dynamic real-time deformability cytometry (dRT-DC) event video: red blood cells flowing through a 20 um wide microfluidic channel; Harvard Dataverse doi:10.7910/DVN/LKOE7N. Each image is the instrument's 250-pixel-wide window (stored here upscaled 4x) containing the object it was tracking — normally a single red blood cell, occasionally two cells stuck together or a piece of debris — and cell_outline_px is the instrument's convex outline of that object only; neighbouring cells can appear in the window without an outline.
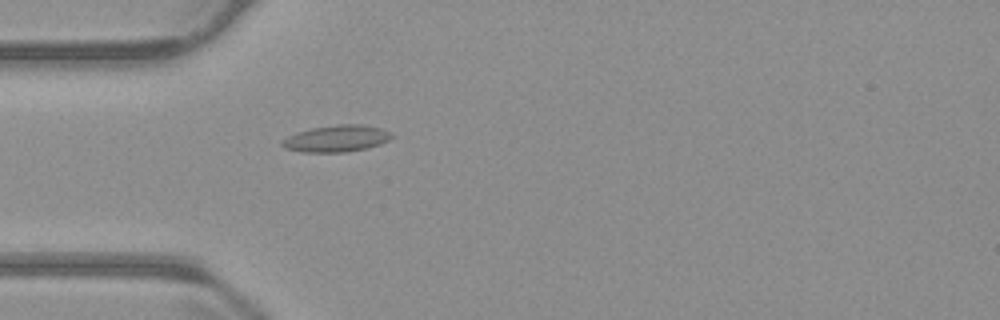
{"species": "common noctule bat (a hibernating species)", "species_latin": "Nyctalus noctula", "temperature_condition": "warm", "stored_images_in_passage": 55, "camera_frame_rate_fps": 3000, "um_per_image_px": 0.085, "animal": {"sex": "male", "body_mass_g": 23.1, "forearm_length_mm": 52.7}, "frame": {"image": 1, "passage_image": 16, "time_ms": 5.0, "image_size_px": [1000, 320], "cell_outline_px": [[392, 136], [388, 140], [380, 144], [368, 148], [348, 152], [304, 152], [284, 148], [280, 144], [280, 140], [296, 132], [312, 128], [336, 124], [364, 124], [380, 128], [392, 132]], "centroid_in_image_um": [28.59, 11.77], "position_along_channel_um": 56.4, "area_um2": 17.22}}
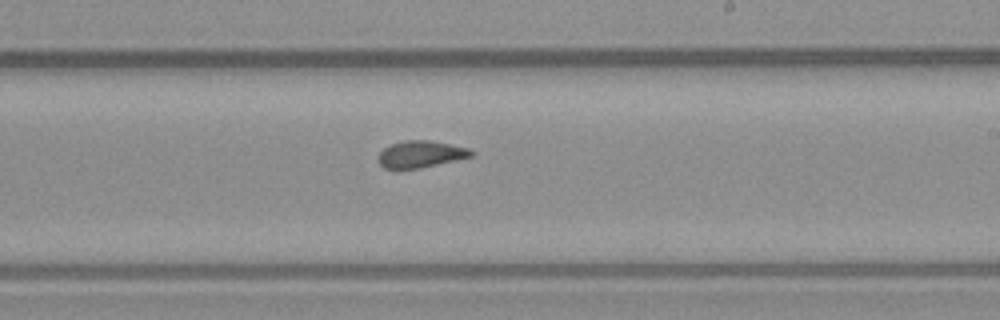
{"frame": {"image": 2, "passage_image": 32, "time_ms": 10.333, "image_size_px": [1000, 320], "cell_outline_px": [[476, 152], [472, 156], [456, 160], [420, 168], [400, 172], [384, 168], [376, 160], [376, 156], [384, 148], [392, 144], [404, 140], [428, 140], [468, 148]], "centroid_in_image_um": [35.68, 13.15], "position_along_channel_um": 253.3, "area_um2": 14.97}}
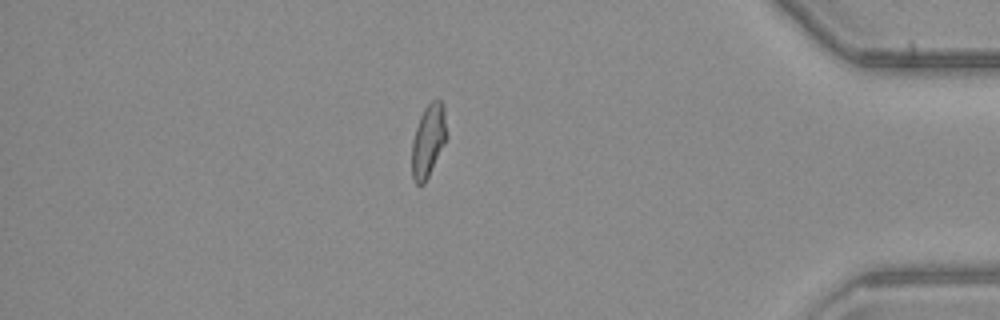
{"frame": {"image": 3, "passage_image": 47, "time_ms": 15.333, "image_size_px": [1000, 320], "cell_outline_px": [[448, 136], [424, 184], [416, 184], [412, 180], [412, 140], [420, 116], [424, 108], [432, 100], [440, 100], [444, 104]], "centroid_in_image_um": [36.41, 11.92], "position_along_channel_um": 398.8, "area_um2": 14.8}, "authors_computed_cell_mechanics": {"area_um2": 15.2014, "velocity_mm_per_s": 3.7424, "shape_relaxation_time_tau1_ms": null, "shape_relaxation_time_tau2_ms": 2.1597, "deformation_change_tau1": null, "deformation_change_tau2": 0.0745}}